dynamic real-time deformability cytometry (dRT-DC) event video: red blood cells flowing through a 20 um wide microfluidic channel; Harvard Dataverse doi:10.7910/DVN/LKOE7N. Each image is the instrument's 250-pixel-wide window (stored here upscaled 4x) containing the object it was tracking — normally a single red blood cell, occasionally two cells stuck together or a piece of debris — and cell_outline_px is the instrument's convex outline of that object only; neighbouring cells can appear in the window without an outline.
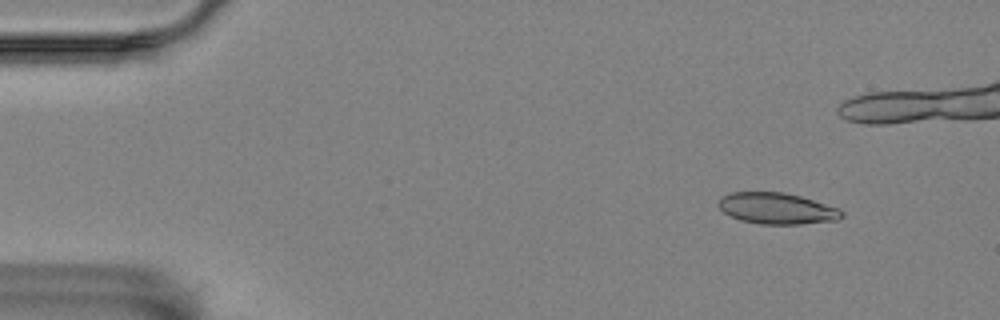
{"species": "Egyptian fruit bat (a non-hibernating species)", "species_latin": "Rousettus aegyptiacus", "temperature_condition": "room temperature", "stored_images_in_passage": 4, "camera_frame_rate_fps": 3000, "um_per_image_px": 0.085, "animal": {"sex": "female"}, "frame": {"image": 1, "passage_image": 1, "time_ms": 0.0, "image_size_px": [1000, 320], "cell_outline_px": [[844, 216], [836, 220], [800, 224], [760, 224], [740, 220], [724, 212], [716, 204], [720, 196], [732, 192], [784, 192], [800, 196], [840, 208], [844, 212]], "centroid_in_image_um": [66.03, 17.71], "position_along_channel_um": 19.0, "area_um2": 22.54}}